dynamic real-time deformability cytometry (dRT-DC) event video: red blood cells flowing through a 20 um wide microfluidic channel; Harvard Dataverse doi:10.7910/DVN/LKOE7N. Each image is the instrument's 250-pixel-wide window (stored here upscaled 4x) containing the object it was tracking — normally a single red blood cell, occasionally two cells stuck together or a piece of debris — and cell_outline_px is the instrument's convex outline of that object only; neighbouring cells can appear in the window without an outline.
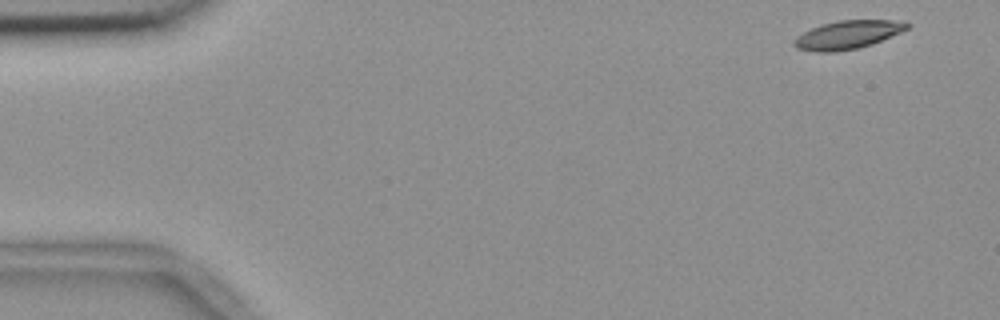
{"species": "common noctule bat (a hibernating species)", "species_latin": "Nyctalus noctula", "temperature_condition": "room temperature", "stored_images_in_passage": 15, "camera_frame_rate_fps": 3000, "um_per_image_px": 0.085, "animal": {"sex": "female", "body_mass_g": 18.4}, "frame": {"image": 1, "passage_image": 1, "time_ms": 0.0, "image_size_px": [1000, 320], "cell_outline_px": [[912, 24], [908, 28], [900, 32], [872, 44], [856, 48], [836, 52], [816, 52], [796, 48], [792, 44], [792, 40], [796, 36], [820, 24], [840, 20], [908, 20]], "centroid_in_image_um": [72.05, 2.94], "position_along_channel_um": 12.9, "area_um2": 18.84}}
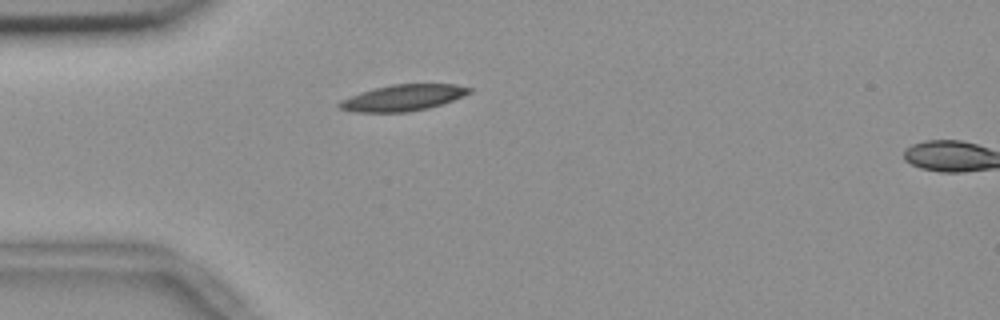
{"frame": {"image": 2, "passage_image": 13, "time_ms": 4.0, "image_size_px": [1000, 320], "cell_outline_px": [[472, 92], [452, 100], [428, 108], [408, 112], [356, 112], [340, 108], [336, 104], [340, 100], [360, 92], [372, 88], [392, 84], [456, 84], [472, 88]], "centroid_in_image_um": [34.23, 8.3], "position_along_channel_um": 50.8, "area_um2": 19.83}}